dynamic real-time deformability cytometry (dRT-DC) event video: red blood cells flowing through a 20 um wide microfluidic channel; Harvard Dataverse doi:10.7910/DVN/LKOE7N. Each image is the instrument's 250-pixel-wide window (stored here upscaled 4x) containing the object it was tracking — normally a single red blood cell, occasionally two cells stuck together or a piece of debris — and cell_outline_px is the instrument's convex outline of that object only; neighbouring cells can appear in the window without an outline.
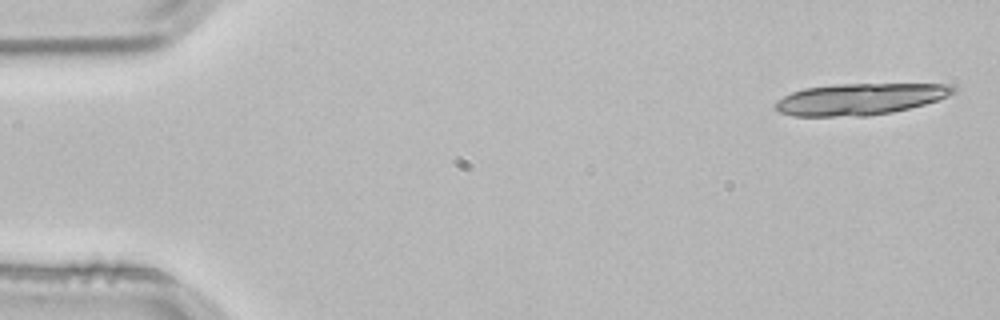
{"species": "common noctule bat (a hibernating species)", "species_latin": "Nyctalus noctula", "temperature_condition": "room temperature", "stored_images_in_passage": 4, "camera_frame_rate_fps": 3000, "um_per_image_px": 0.085, "animal": {"sex": "male", "body_mass_g": 21.5, "forearm_length_mm": 52.0}, "frame": {"image": 1, "passage_image": 1, "time_ms": 0.0, "image_size_px": [1000, 320], "cell_outline_px": [[956, 92], [948, 96], [924, 104], [892, 112], [864, 116], [792, 116], [780, 112], [776, 108], [776, 100], [792, 92], [804, 88], [836, 84], [952, 84], [956, 88]], "centroid_in_image_um": [73.1, 8.42], "position_along_channel_um": 11.9, "area_um2": 32.54}}
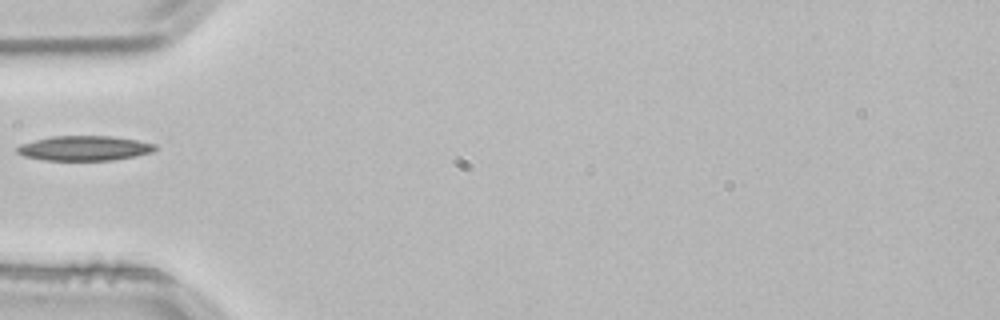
{"frame": {"image": 2, "passage_image": 4, "time_ms": 1.0, "image_size_px": [1000, 320], "cell_outline_px": [[156, 148], [152, 152], [136, 156], [112, 160], [44, 160], [24, 156], [16, 152], [16, 148], [20, 144], [52, 136], [112, 136], [136, 140], [156, 144]], "centroid_in_image_um": [7.17, 12.6], "position_along_channel_um": 77.8, "area_um2": 19.88}}